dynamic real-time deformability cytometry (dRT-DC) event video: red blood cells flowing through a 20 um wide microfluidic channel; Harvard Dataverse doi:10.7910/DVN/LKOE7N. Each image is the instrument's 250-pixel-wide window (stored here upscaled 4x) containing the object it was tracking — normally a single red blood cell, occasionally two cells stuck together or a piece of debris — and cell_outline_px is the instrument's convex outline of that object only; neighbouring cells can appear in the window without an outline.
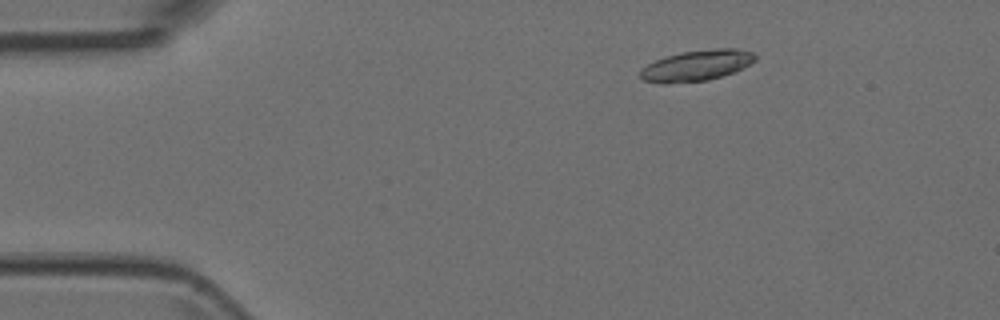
{"species": "Egyptian fruit bat (a non-hibernating species)", "species_latin": "Rousettus aegyptiacus", "temperature_condition": "room temperature", "stored_images_in_passage": 3, "camera_frame_rate_fps": 3000, "um_per_image_px": 0.085, "animal": {"sex": "female"}, "frame": {"image": 1, "passage_image": 1, "time_ms": 0.0, "image_size_px": [1000, 320], "cell_outline_px": [[756, 60], [732, 72], [708, 80], [668, 84], [660, 84], [644, 80], [640, 76], [640, 68], [664, 56], [680, 52], [716, 48], [736, 48], [752, 52], [756, 56]], "centroid_in_image_um": [59.16, 5.56], "position_along_channel_um": 25.8, "area_um2": 20.63}}
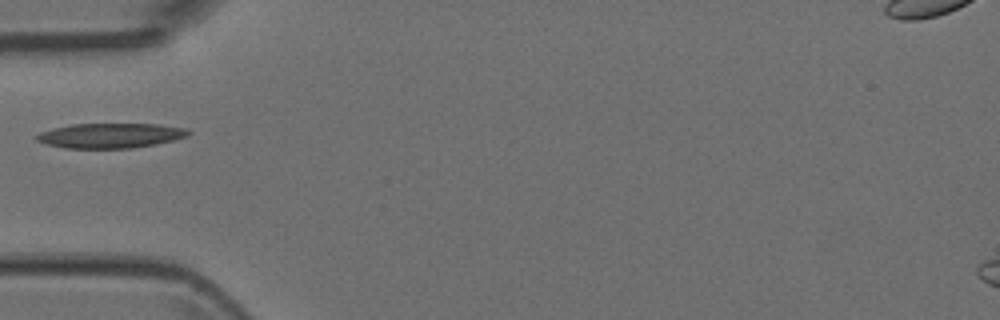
{"frame": {"image": 2, "passage_image": 3, "time_ms": 0.667, "image_size_px": [1000, 320], "cell_outline_px": [[192, 132], [188, 136], [156, 144], [132, 148], [64, 148], [48, 144], [36, 140], [32, 136], [40, 132], [52, 128], [72, 124], [160, 124], [188, 128]], "centroid_in_image_um": [9.39, 11.52], "position_along_channel_um": 75.6, "area_um2": 22.14}}